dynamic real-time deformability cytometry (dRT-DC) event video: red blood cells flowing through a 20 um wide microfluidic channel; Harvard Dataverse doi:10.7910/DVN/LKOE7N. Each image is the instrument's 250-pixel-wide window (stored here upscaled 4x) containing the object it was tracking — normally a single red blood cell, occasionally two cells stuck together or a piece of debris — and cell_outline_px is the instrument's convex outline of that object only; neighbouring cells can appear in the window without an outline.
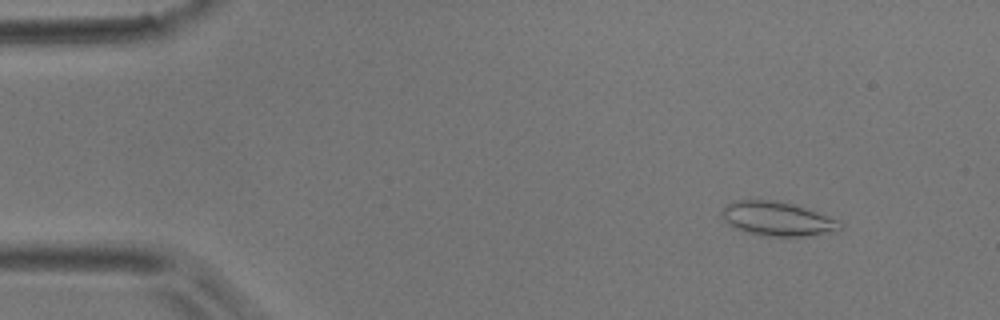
{"species": "common noctule bat (a hibernating species)", "species_latin": "Nyctalus noctula", "temperature_condition": "room temperature", "stored_images_in_passage": 31, "camera_frame_rate_fps": 3000, "um_per_image_px": 0.085, "animal": {"sex": "male", "body_mass_g": 17.9}, "frame": {"image": 1, "passage_image": 6, "time_ms": 1.667, "image_size_px": [1000, 320], "cell_outline_px": [[840, 232], [804, 236], [760, 236], [732, 228], [724, 220], [724, 204], [736, 200], [772, 200], [804, 208], [840, 220]], "centroid_in_image_um": [66.07, 18.63], "position_along_channel_um": 18.9, "area_um2": 23.41}}
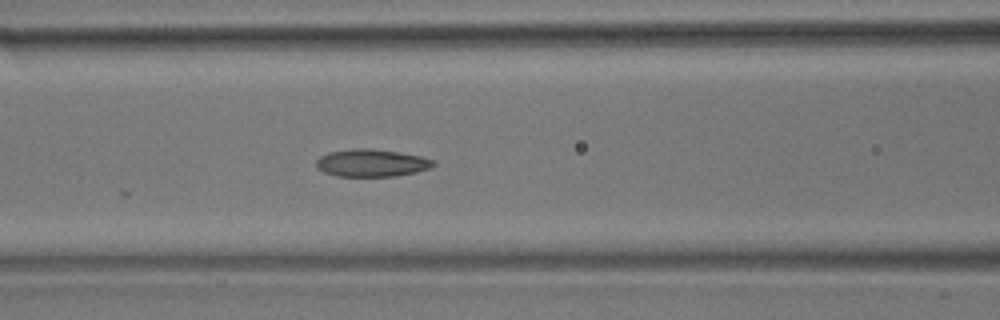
{"frame": {"image": 2, "passage_image": 22, "time_ms": 7.0, "image_size_px": [1000, 320], "cell_outline_px": [[436, 164], [432, 168], [416, 172], [396, 176], [336, 176], [324, 172], [316, 168], [316, 160], [320, 156], [328, 152], [352, 148], [372, 148], [420, 156], [432, 160]], "centroid_in_image_um": [31.56, 13.85], "position_along_channel_um": 135.0, "area_um2": 18.84}}
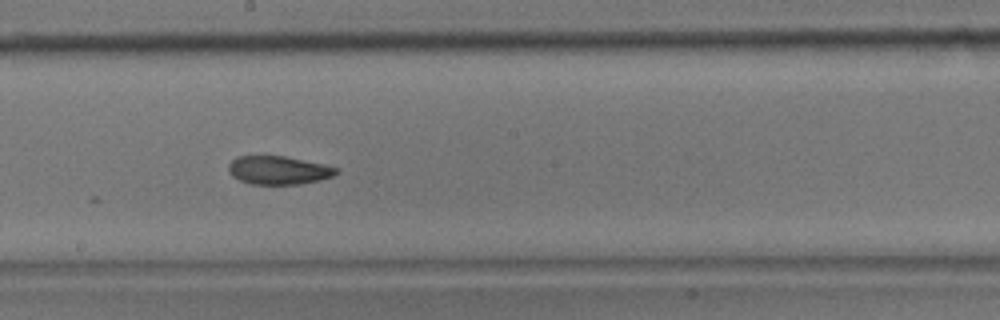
{"frame": {"image": 3, "passage_image": 29, "time_ms": 9.333, "image_size_px": [1000, 320], "cell_outline_px": [[340, 172], [332, 176], [320, 180], [300, 184], [252, 184], [240, 180], [232, 176], [228, 172], [228, 164], [236, 156], [284, 156], [324, 164], [336, 168]], "centroid_in_image_um": [23.65, 14.47], "position_along_channel_um": 224.5, "area_um2": 17.8}}